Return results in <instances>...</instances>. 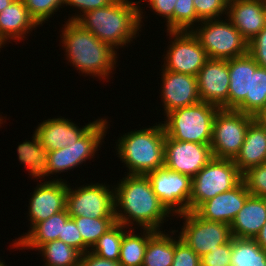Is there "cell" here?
I'll return each mask as SVG.
<instances>
[{
    "instance_id": "cell-1",
    "label": "cell",
    "mask_w": 266,
    "mask_h": 266,
    "mask_svg": "<svg viewBox=\"0 0 266 266\" xmlns=\"http://www.w3.org/2000/svg\"><path fill=\"white\" fill-rule=\"evenodd\" d=\"M117 185L113 188L116 222L128 228L135 222L140 229L162 230L161 224L171 213L153 191L147 176L126 175Z\"/></svg>"
},
{
    "instance_id": "cell-2",
    "label": "cell",
    "mask_w": 266,
    "mask_h": 266,
    "mask_svg": "<svg viewBox=\"0 0 266 266\" xmlns=\"http://www.w3.org/2000/svg\"><path fill=\"white\" fill-rule=\"evenodd\" d=\"M140 2L115 0L109 6L86 12L77 22L117 50L119 46L122 48L131 43L138 30L141 31L143 11L138 5Z\"/></svg>"
},
{
    "instance_id": "cell-3",
    "label": "cell",
    "mask_w": 266,
    "mask_h": 266,
    "mask_svg": "<svg viewBox=\"0 0 266 266\" xmlns=\"http://www.w3.org/2000/svg\"><path fill=\"white\" fill-rule=\"evenodd\" d=\"M63 27L61 42L70 65L77 68L78 73L108 79L117 63V51L97 39L77 21L67 20Z\"/></svg>"
},
{
    "instance_id": "cell-4",
    "label": "cell",
    "mask_w": 266,
    "mask_h": 266,
    "mask_svg": "<svg viewBox=\"0 0 266 266\" xmlns=\"http://www.w3.org/2000/svg\"><path fill=\"white\" fill-rule=\"evenodd\" d=\"M165 138L161 122L121 136L115 143L118 157L128 168L127 175H146L164 167Z\"/></svg>"
},
{
    "instance_id": "cell-5",
    "label": "cell",
    "mask_w": 266,
    "mask_h": 266,
    "mask_svg": "<svg viewBox=\"0 0 266 266\" xmlns=\"http://www.w3.org/2000/svg\"><path fill=\"white\" fill-rule=\"evenodd\" d=\"M220 108L205 102L173 110L162 123L165 135L171 139L199 144H211L213 121Z\"/></svg>"
},
{
    "instance_id": "cell-6",
    "label": "cell",
    "mask_w": 266,
    "mask_h": 266,
    "mask_svg": "<svg viewBox=\"0 0 266 266\" xmlns=\"http://www.w3.org/2000/svg\"><path fill=\"white\" fill-rule=\"evenodd\" d=\"M199 25L191 32L209 59L229 60L248 53V42L229 19L204 20Z\"/></svg>"
},
{
    "instance_id": "cell-7",
    "label": "cell",
    "mask_w": 266,
    "mask_h": 266,
    "mask_svg": "<svg viewBox=\"0 0 266 266\" xmlns=\"http://www.w3.org/2000/svg\"><path fill=\"white\" fill-rule=\"evenodd\" d=\"M242 181V173L232 159L212 158L193 178L190 211L216 195L232 190Z\"/></svg>"
},
{
    "instance_id": "cell-8",
    "label": "cell",
    "mask_w": 266,
    "mask_h": 266,
    "mask_svg": "<svg viewBox=\"0 0 266 266\" xmlns=\"http://www.w3.org/2000/svg\"><path fill=\"white\" fill-rule=\"evenodd\" d=\"M255 117L234 109H219L213 121V158L234 160L244 143L247 128Z\"/></svg>"
},
{
    "instance_id": "cell-9",
    "label": "cell",
    "mask_w": 266,
    "mask_h": 266,
    "mask_svg": "<svg viewBox=\"0 0 266 266\" xmlns=\"http://www.w3.org/2000/svg\"><path fill=\"white\" fill-rule=\"evenodd\" d=\"M107 123L108 121L105 118L97 119L90 129L75 143L58 150L49 151L47 177L53 174L56 175V173L66 172L76 166L78 167L87 159H92L106 136Z\"/></svg>"
},
{
    "instance_id": "cell-10",
    "label": "cell",
    "mask_w": 266,
    "mask_h": 266,
    "mask_svg": "<svg viewBox=\"0 0 266 266\" xmlns=\"http://www.w3.org/2000/svg\"><path fill=\"white\" fill-rule=\"evenodd\" d=\"M175 216L184 219L182 231L179 232L180 239L199 257L222 244L228 243L232 238L229 224L204 220L194 211H187Z\"/></svg>"
},
{
    "instance_id": "cell-11",
    "label": "cell",
    "mask_w": 266,
    "mask_h": 266,
    "mask_svg": "<svg viewBox=\"0 0 266 266\" xmlns=\"http://www.w3.org/2000/svg\"><path fill=\"white\" fill-rule=\"evenodd\" d=\"M110 188L92 182L76 189L68 185L66 209L70 217L115 218L114 189Z\"/></svg>"
},
{
    "instance_id": "cell-12",
    "label": "cell",
    "mask_w": 266,
    "mask_h": 266,
    "mask_svg": "<svg viewBox=\"0 0 266 266\" xmlns=\"http://www.w3.org/2000/svg\"><path fill=\"white\" fill-rule=\"evenodd\" d=\"M146 176L157 197L173 216L190 211L191 177L165 166L147 173Z\"/></svg>"
},
{
    "instance_id": "cell-13",
    "label": "cell",
    "mask_w": 266,
    "mask_h": 266,
    "mask_svg": "<svg viewBox=\"0 0 266 266\" xmlns=\"http://www.w3.org/2000/svg\"><path fill=\"white\" fill-rule=\"evenodd\" d=\"M170 41L163 60V68L197 76L199 70L209 59L205 49L191 31H167ZM173 37V38H172ZM174 39V40H173Z\"/></svg>"
},
{
    "instance_id": "cell-14",
    "label": "cell",
    "mask_w": 266,
    "mask_h": 266,
    "mask_svg": "<svg viewBox=\"0 0 266 266\" xmlns=\"http://www.w3.org/2000/svg\"><path fill=\"white\" fill-rule=\"evenodd\" d=\"M212 158L210 144L165 138L164 166L169 170L193 178Z\"/></svg>"
},
{
    "instance_id": "cell-15",
    "label": "cell",
    "mask_w": 266,
    "mask_h": 266,
    "mask_svg": "<svg viewBox=\"0 0 266 266\" xmlns=\"http://www.w3.org/2000/svg\"><path fill=\"white\" fill-rule=\"evenodd\" d=\"M196 77L200 100L220 109H228V60L208 59Z\"/></svg>"
},
{
    "instance_id": "cell-16",
    "label": "cell",
    "mask_w": 266,
    "mask_h": 266,
    "mask_svg": "<svg viewBox=\"0 0 266 266\" xmlns=\"http://www.w3.org/2000/svg\"><path fill=\"white\" fill-rule=\"evenodd\" d=\"M34 189L28 206L31 229L37 223L66 209L68 184L66 180L59 178L40 182Z\"/></svg>"
},
{
    "instance_id": "cell-17",
    "label": "cell",
    "mask_w": 266,
    "mask_h": 266,
    "mask_svg": "<svg viewBox=\"0 0 266 266\" xmlns=\"http://www.w3.org/2000/svg\"><path fill=\"white\" fill-rule=\"evenodd\" d=\"M162 105L164 113L201 102L197 77L162 68Z\"/></svg>"
},
{
    "instance_id": "cell-18",
    "label": "cell",
    "mask_w": 266,
    "mask_h": 266,
    "mask_svg": "<svg viewBox=\"0 0 266 266\" xmlns=\"http://www.w3.org/2000/svg\"><path fill=\"white\" fill-rule=\"evenodd\" d=\"M250 195L245 183L241 181L232 190L203 202L194 212L204 220L231 225Z\"/></svg>"
},
{
    "instance_id": "cell-19",
    "label": "cell",
    "mask_w": 266,
    "mask_h": 266,
    "mask_svg": "<svg viewBox=\"0 0 266 266\" xmlns=\"http://www.w3.org/2000/svg\"><path fill=\"white\" fill-rule=\"evenodd\" d=\"M227 17L249 42L266 26L263 0H232L228 2Z\"/></svg>"
},
{
    "instance_id": "cell-20",
    "label": "cell",
    "mask_w": 266,
    "mask_h": 266,
    "mask_svg": "<svg viewBox=\"0 0 266 266\" xmlns=\"http://www.w3.org/2000/svg\"><path fill=\"white\" fill-rule=\"evenodd\" d=\"M97 120L79 128L64 117L47 119L41 122L35 132L44 148L49 151L61 149L75 143Z\"/></svg>"
},
{
    "instance_id": "cell-21",
    "label": "cell",
    "mask_w": 266,
    "mask_h": 266,
    "mask_svg": "<svg viewBox=\"0 0 266 266\" xmlns=\"http://www.w3.org/2000/svg\"><path fill=\"white\" fill-rule=\"evenodd\" d=\"M266 222V199L250 195L230 227L232 237L254 239Z\"/></svg>"
},
{
    "instance_id": "cell-22",
    "label": "cell",
    "mask_w": 266,
    "mask_h": 266,
    "mask_svg": "<svg viewBox=\"0 0 266 266\" xmlns=\"http://www.w3.org/2000/svg\"><path fill=\"white\" fill-rule=\"evenodd\" d=\"M36 27L39 26L22 0H13L0 12V40L4 44L11 39L19 41L26 38L24 36Z\"/></svg>"
},
{
    "instance_id": "cell-23",
    "label": "cell",
    "mask_w": 266,
    "mask_h": 266,
    "mask_svg": "<svg viewBox=\"0 0 266 266\" xmlns=\"http://www.w3.org/2000/svg\"><path fill=\"white\" fill-rule=\"evenodd\" d=\"M234 163L241 173L250 167L266 163V130L257 120L254 119L249 124Z\"/></svg>"
},
{
    "instance_id": "cell-24",
    "label": "cell",
    "mask_w": 266,
    "mask_h": 266,
    "mask_svg": "<svg viewBox=\"0 0 266 266\" xmlns=\"http://www.w3.org/2000/svg\"><path fill=\"white\" fill-rule=\"evenodd\" d=\"M70 215L67 209L52 215L50 218L37 223L32 229H30L23 236L17 238L12 246L22 249H38L41 245L58 240L59 236H62V230L64 224L70 219Z\"/></svg>"
},
{
    "instance_id": "cell-25",
    "label": "cell",
    "mask_w": 266,
    "mask_h": 266,
    "mask_svg": "<svg viewBox=\"0 0 266 266\" xmlns=\"http://www.w3.org/2000/svg\"><path fill=\"white\" fill-rule=\"evenodd\" d=\"M229 96L228 109H235L245 98L250 96L251 56L249 53L228 60Z\"/></svg>"
},
{
    "instance_id": "cell-26",
    "label": "cell",
    "mask_w": 266,
    "mask_h": 266,
    "mask_svg": "<svg viewBox=\"0 0 266 266\" xmlns=\"http://www.w3.org/2000/svg\"><path fill=\"white\" fill-rule=\"evenodd\" d=\"M17 153L20 163L28 168L32 178L42 179L47 176L48 150L42 146L36 132L32 141L25 140L18 145Z\"/></svg>"
},
{
    "instance_id": "cell-27",
    "label": "cell",
    "mask_w": 266,
    "mask_h": 266,
    "mask_svg": "<svg viewBox=\"0 0 266 266\" xmlns=\"http://www.w3.org/2000/svg\"><path fill=\"white\" fill-rule=\"evenodd\" d=\"M178 230H172L169 234L163 231H156L148 240L142 266H172L175 251L174 233ZM174 238V239H173Z\"/></svg>"
},
{
    "instance_id": "cell-28",
    "label": "cell",
    "mask_w": 266,
    "mask_h": 266,
    "mask_svg": "<svg viewBox=\"0 0 266 266\" xmlns=\"http://www.w3.org/2000/svg\"><path fill=\"white\" fill-rule=\"evenodd\" d=\"M266 107V68L259 67L251 57L250 96L234 109L255 117Z\"/></svg>"
},
{
    "instance_id": "cell-29",
    "label": "cell",
    "mask_w": 266,
    "mask_h": 266,
    "mask_svg": "<svg viewBox=\"0 0 266 266\" xmlns=\"http://www.w3.org/2000/svg\"><path fill=\"white\" fill-rule=\"evenodd\" d=\"M143 234L140 236L134 234V227L124 230L121 243L119 264L121 266H142L146 247L149 238L156 232L155 230L143 228Z\"/></svg>"
},
{
    "instance_id": "cell-30",
    "label": "cell",
    "mask_w": 266,
    "mask_h": 266,
    "mask_svg": "<svg viewBox=\"0 0 266 266\" xmlns=\"http://www.w3.org/2000/svg\"><path fill=\"white\" fill-rule=\"evenodd\" d=\"M230 266H266V251L254 239L232 237Z\"/></svg>"
},
{
    "instance_id": "cell-31",
    "label": "cell",
    "mask_w": 266,
    "mask_h": 266,
    "mask_svg": "<svg viewBox=\"0 0 266 266\" xmlns=\"http://www.w3.org/2000/svg\"><path fill=\"white\" fill-rule=\"evenodd\" d=\"M83 239V254L90 251V248L97 243L98 239L111 229L117 222L116 218H90L71 217Z\"/></svg>"
},
{
    "instance_id": "cell-32",
    "label": "cell",
    "mask_w": 266,
    "mask_h": 266,
    "mask_svg": "<svg viewBox=\"0 0 266 266\" xmlns=\"http://www.w3.org/2000/svg\"><path fill=\"white\" fill-rule=\"evenodd\" d=\"M37 250L45 258V266H78L81 258L78 250L60 240L45 243Z\"/></svg>"
},
{
    "instance_id": "cell-33",
    "label": "cell",
    "mask_w": 266,
    "mask_h": 266,
    "mask_svg": "<svg viewBox=\"0 0 266 266\" xmlns=\"http://www.w3.org/2000/svg\"><path fill=\"white\" fill-rule=\"evenodd\" d=\"M125 228L127 229L124 225L116 223L98 239L90 251L101 258L118 262Z\"/></svg>"
},
{
    "instance_id": "cell-34",
    "label": "cell",
    "mask_w": 266,
    "mask_h": 266,
    "mask_svg": "<svg viewBox=\"0 0 266 266\" xmlns=\"http://www.w3.org/2000/svg\"><path fill=\"white\" fill-rule=\"evenodd\" d=\"M173 11V31H191L194 23L201 22L195 12L193 0H176Z\"/></svg>"
},
{
    "instance_id": "cell-35",
    "label": "cell",
    "mask_w": 266,
    "mask_h": 266,
    "mask_svg": "<svg viewBox=\"0 0 266 266\" xmlns=\"http://www.w3.org/2000/svg\"><path fill=\"white\" fill-rule=\"evenodd\" d=\"M29 11L30 16L38 25L54 15L64 5V0H22ZM55 12V13H54Z\"/></svg>"
},
{
    "instance_id": "cell-36",
    "label": "cell",
    "mask_w": 266,
    "mask_h": 266,
    "mask_svg": "<svg viewBox=\"0 0 266 266\" xmlns=\"http://www.w3.org/2000/svg\"><path fill=\"white\" fill-rule=\"evenodd\" d=\"M242 181L251 195L266 199V163L248 168Z\"/></svg>"
},
{
    "instance_id": "cell-37",
    "label": "cell",
    "mask_w": 266,
    "mask_h": 266,
    "mask_svg": "<svg viewBox=\"0 0 266 266\" xmlns=\"http://www.w3.org/2000/svg\"><path fill=\"white\" fill-rule=\"evenodd\" d=\"M195 12L200 21L220 19L227 15V0H193Z\"/></svg>"
},
{
    "instance_id": "cell-38",
    "label": "cell",
    "mask_w": 266,
    "mask_h": 266,
    "mask_svg": "<svg viewBox=\"0 0 266 266\" xmlns=\"http://www.w3.org/2000/svg\"><path fill=\"white\" fill-rule=\"evenodd\" d=\"M232 252V238L228 243L222 244L205 254L201 258V266H230Z\"/></svg>"
},
{
    "instance_id": "cell-39",
    "label": "cell",
    "mask_w": 266,
    "mask_h": 266,
    "mask_svg": "<svg viewBox=\"0 0 266 266\" xmlns=\"http://www.w3.org/2000/svg\"><path fill=\"white\" fill-rule=\"evenodd\" d=\"M172 266H201V258L183 241L175 238V251Z\"/></svg>"
},
{
    "instance_id": "cell-40",
    "label": "cell",
    "mask_w": 266,
    "mask_h": 266,
    "mask_svg": "<svg viewBox=\"0 0 266 266\" xmlns=\"http://www.w3.org/2000/svg\"><path fill=\"white\" fill-rule=\"evenodd\" d=\"M248 53L259 67L266 68V26L248 42Z\"/></svg>"
},
{
    "instance_id": "cell-41",
    "label": "cell",
    "mask_w": 266,
    "mask_h": 266,
    "mask_svg": "<svg viewBox=\"0 0 266 266\" xmlns=\"http://www.w3.org/2000/svg\"><path fill=\"white\" fill-rule=\"evenodd\" d=\"M60 241L74 247L81 254H83V239L76 226L75 221L70 218L63 226L62 236H59Z\"/></svg>"
},
{
    "instance_id": "cell-42",
    "label": "cell",
    "mask_w": 266,
    "mask_h": 266,
    "mask_svg": "<svg viewBox=\"0 0 266 266\" xmlns=\"http://www.w3.org/2000/svg\"><path fill=\"white\" fill-rule=\"evenodd\" d=\"M115 0H64V4L66 6H72L76 9L78 8L80 13L72 15L73 17H70L68 20L71 21H77L82 15H84L86 12L98 8H104L106 6H109L111 3H113Z\"/></svg>"
},
{
    "instance_id": "cell-43",
    "label": "cell",
    "mask_w": 266,
    "mask_h": 266,
    "mask_svg": "<svg viewBox=\"0 0 266 266\" xmlns=\"http://www.w3.org/2000/svg\"><path fill=\"white\" fill-rule=\"evenodd\" d=\"M147 2H149V8L155 11L157 15L165 17L167 31H173V11L176 0H148Z\"/></svg>"
},
{
    "instance_id": "cell-44",
    "label": "cell",
    "mask_w": 266,
    "mask_h": 266,
    "mask_svg": "<svg viewBox=\"0 0 266 266\" xmlns=\"http://www.w3.org/2000/svg\"><path fill=\"white\" fill-rule=\"evenodd\" d=\"M78 266H121L119 262L101 258L91 251L81 254Z\"/></svg>"
},
{
    "instance_id": "cell-45",
    "label": "cell",
    "mask_w": 266,
    "mask_h": 266,
    "mask_svg": "<svg viewBox=\"0 0 266 266\" xmlns=\"http://www.w3.org/2000/svg\"><path fill=\"white\" fill-rule=\"evenodd\" d=\"M254 240L259 244V246L266 251V222L262 229L255 236Z\"/></svg>"
},
{
    "instance_id": "cell-46",
    "label": "cell",
    "mask_w": 266,
    "mask_h": 266,
    "mask_svg": "<svg viewBox=\"0 0 266 266\" xmlns=\"http://www.w3.org/2000/svg\"><path fill=\"white\" fill-rule=\"evenodd\" d=\"M255 120H257L266 130V107L263 108L256 116Z\"/></svg>"
},
{
    "instance_id": "cell-47",
    "label": "cell",
    "mask_w": 266,
    "mask_h": 266,
    "mask_svg": "<svg viewBox=\"0 0 266 266\" xmlns=\"http://www.w3.org/2000/svg\"><path fill=\"white\" fill-rule=\"evenodd\" d=\"M13 0H0V12L10 5Z\"/></svg>"
},
{
    "instance_id": "cell-48",
    "label": "cell",
    "mask_w": 266,
    "mask_h": 266,
    "mask_svg": "<svg viewBox=\"0 0 266 266\" xmlns=\"http://www.w3.org/2000/svg\"><path fill=\"white\" fill-rule=\"evenodd\" d=\"M0 266H7V265H5V262H3V260L2 261L0 260Z\"/></svg>"
},
{
    "instance_id": "cell-49",
    "label": "cell",
    "mask_w": 266,
    "mask_h": 266,
    "mask_svg": "<svg viewBox=\"0 0 266 266\" xmlns=\"http://www.w3.org/2000/svg\"><path fill=\"white\" fill-rule=\"evenodd\" d=\"M2 46L4 47L5 45H4V43L0 40V48H1Z\"/></svg>"
}]
</instances>
